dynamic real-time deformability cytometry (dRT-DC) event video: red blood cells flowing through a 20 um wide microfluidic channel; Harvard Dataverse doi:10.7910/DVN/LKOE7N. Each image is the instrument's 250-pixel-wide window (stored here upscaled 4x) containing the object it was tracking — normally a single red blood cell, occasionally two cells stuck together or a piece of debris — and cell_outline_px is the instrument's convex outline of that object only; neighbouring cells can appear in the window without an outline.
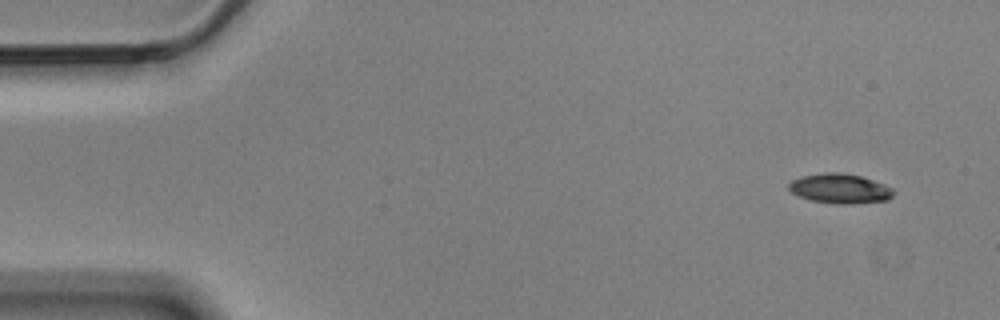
{"species": "Egyptian fruit bat (a non-hibernating species)", "species_latin": "Rousettus aegyptiacus", "temperature_condition": "cold", "stored_images_in_passage": 3, "segment_of_instrument_passage": [2, 2], "camera_frame_rate_fps": 3000, "um_per_image_px": 0.085, "animal": {"sex": "male"}, "frame": {"image": 1, "passage_image": 3, "time_ms": 0.667, "image_size_px": [1000, 320], "cell_outline_px": [[896, 192], [888, 200], [852, 204], [836, 204], [808, 200], [792, 192], [788, 188], [788, 184], [792, 180], [804, 176], [828, 172], [840, 172], [860, 176], [884, 184], [892, 188]], "centroid_in_image_um": [71.41, 16.04], "position_along_channel_um": 13.6, "area_um2": 18.09}}